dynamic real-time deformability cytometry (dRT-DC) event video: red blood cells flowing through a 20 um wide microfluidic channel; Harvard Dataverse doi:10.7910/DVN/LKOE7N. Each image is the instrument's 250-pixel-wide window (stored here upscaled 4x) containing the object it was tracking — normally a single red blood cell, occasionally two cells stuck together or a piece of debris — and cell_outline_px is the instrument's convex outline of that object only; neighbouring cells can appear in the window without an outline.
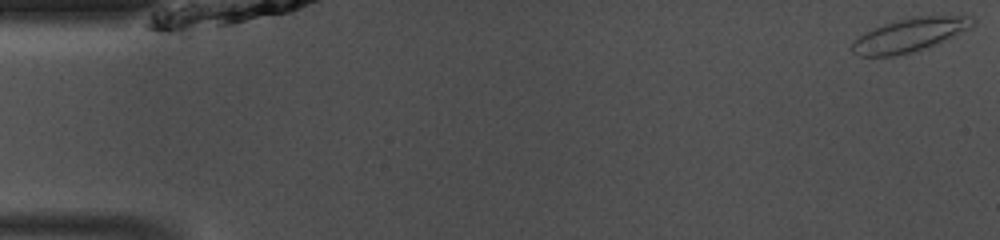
{"species": "common noctule bat (a hibernating species)", "species_latin": "Nyctalus noctula", "temperature_condition": "room temperature", "stored_images_in_passage": 48, "camera_frame_rate_fps": 3000, "um_per_image_px": 0.085, "animal": {"sex": "male", "body_mass_g": 13.0, "forearm_length_mm": 53.1}, "frame": {"image": 1, "passage_image": 1, "time_ms": 0.0, "image_size_px": [1000, 240], "cell_outline_px": [[976, 24], [972, 28], [936, 44], [912, 52], [892, 56], [860, 56], [852, 52], [848, 48], [864, 32], [884, 24], [912, 16], [972, 16], [976, 20]], "centroid_in_image_um": [77.35, 2.97], "position_along_channel_um": 7.7, "area_um2": 23.58}}
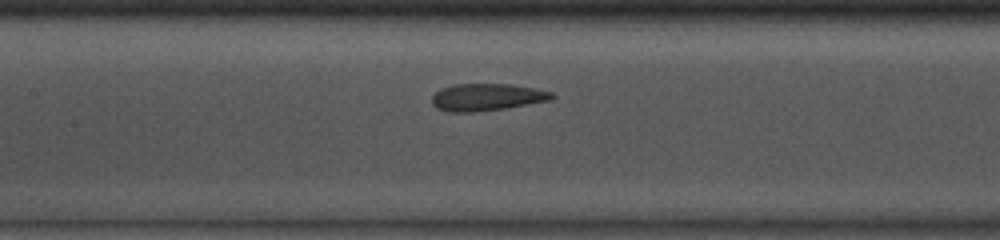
{"frame": {"image": 2, "passage_image": 22, "time_ms": 7.0, "image_size_px": [1000, 240], "cell_outline_px": [[556, 96], [552, 100], [504, 108], [472, 112], [448, 112], [436, 108], [432, 104], [432, 96], [440, 88], [456, 84], [508, 84], [536, 88], [552, 92]], "centroid_in_image_um": [41.38, 8.25], "position_along_channel_um": 166.0, "area_um2": 19.02}}
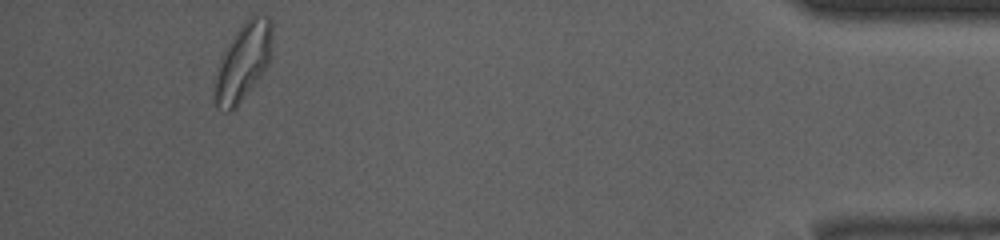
{"frame": {"image": 3, "passage_image": 45, "time_ms": 14.667, "image_size_px": [1000, 240], "cell_outline_px": [[272, 44], [268, 64], [236, 108], [232, 112], [228, 112], [216, 108], [212, 100], [212, 92], [220, 60], [224, 48], [244, 20], [252, 16], [268, 16], [272, 20]], "centroid_in_image_um": [20.62, 5.29], "position_along_channel_um": 414.6, "area_um2": 26.13}, "authors_computed_cell_mechanics": {"area_um2": 20.6057, "velocity_mm_per_s": 4.0919, "shape_relaxation_time_tau1_ms": null, "shape_relaxation_time_tau2_ms": 1.7515, "deformation_change_tau1": null, "deformation_change_tau2": 0.0875}}